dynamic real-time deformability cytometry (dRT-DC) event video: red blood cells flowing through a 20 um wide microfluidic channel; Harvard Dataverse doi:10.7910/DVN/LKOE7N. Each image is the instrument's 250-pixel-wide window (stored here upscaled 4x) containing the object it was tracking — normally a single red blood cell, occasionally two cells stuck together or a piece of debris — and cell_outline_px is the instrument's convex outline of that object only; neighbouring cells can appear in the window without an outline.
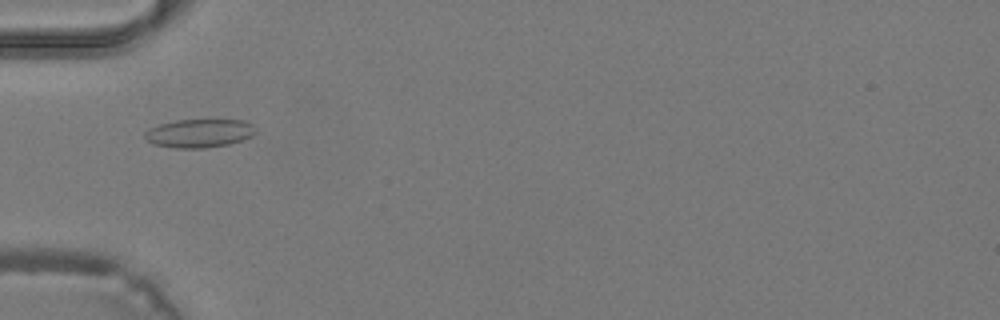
{"species": "common noctule bat (a hibernating species)", "species_latin": "Nyctalus noctula", "temperature_condition": "warm", "stored_images_in_passage": 41, "camera_frame_rate_fps": 3000, "um_per_image_px": 0.085, "animal": {"sex": "male", "body_mass_g": 19.2, "forearm_length_mm": 51.8}, "frame": {"image": 1, "passage_image": 15, "time_ms": 4.667, "image_size_px": [1000, 320], "cell_outline_px": [[256, 132], [252, 136], [228, 144], [204, 148], [176, 148], [152, 144], [144, 140], [144, 132], [148, 128], [160, 124], [176, 120], [244, 120], [252, 124], [256, 128]], "centroid_in_image_um": [16.9, 11.32], "position_along_channel_um": 68.1, "area_um2": 18.5}}
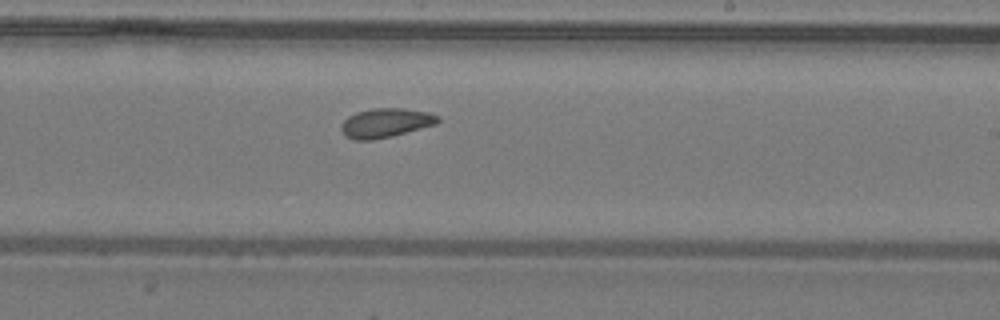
{"frame": {"image": 2, "passage_image": 26, "time_ms": 8.333, "image_size_px": [1000, 320], "cell_outline_px": [[440, 120], [436, 124], [392, 136], [372, 140], [356, 140], [344, 136], [340, 128], [340, 124], [348, 116], [356, 112], [372, 108], [404, 108], [428, 112], [440, 116]], "centroid_in_image_um": [32.76, 10.44], "position_along_channel_um": 256.2, "area_um2": 16.59}}
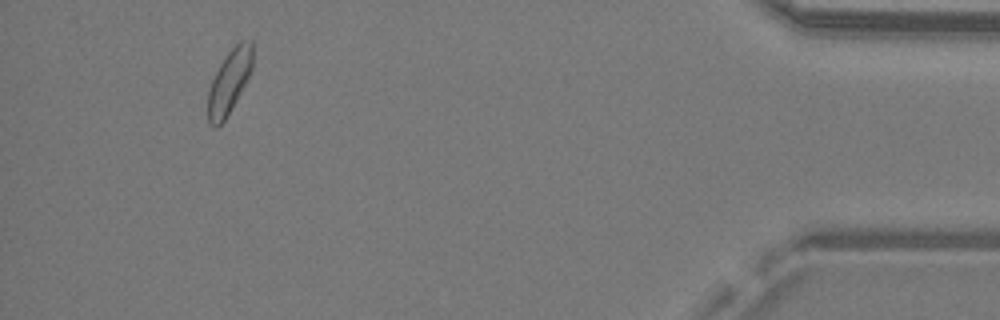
{"frame": {"image": 3, "passage_image": 39, "time_ms": 12.667, "image_size_px": [1000, 320], "cell_outline_px": [[252, 68], [240, 92], [224, 120], [216, 128], [208, 120], [208, 92], [212, 80], [224, 56], [240, 40], [252, 40]], "centroid_in_image_um": [19.48, 6.9], "position_along_channel_um": 415.7, "area_um2": 16.13}}